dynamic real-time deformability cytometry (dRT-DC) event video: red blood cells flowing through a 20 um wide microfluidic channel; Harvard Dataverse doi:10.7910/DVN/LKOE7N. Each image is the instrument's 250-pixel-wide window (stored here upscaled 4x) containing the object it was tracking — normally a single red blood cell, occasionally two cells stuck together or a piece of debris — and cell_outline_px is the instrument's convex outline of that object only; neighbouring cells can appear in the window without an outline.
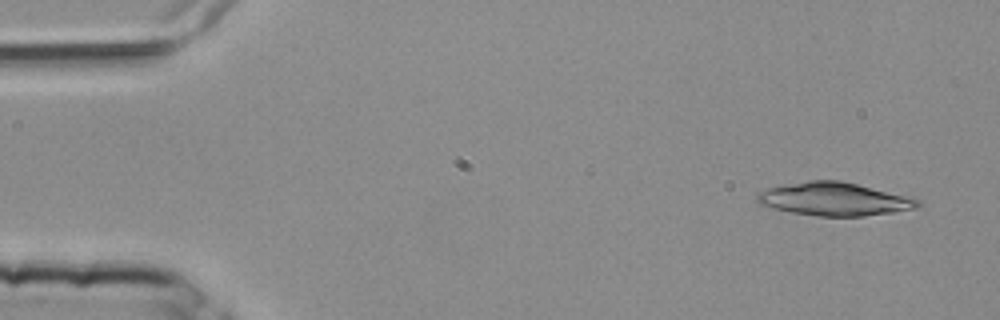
{"species": "common noctule bat (a hibernating species)", "species_latin": "Nyctalus noctula", "temperature_condition": "room temperature", "stored_images_in_passage": 4, "camera_frame_rate_fps": 3000, "um_per_image_px": 0.085, "animal": {"sex": "female", "body_mass_g": 25.1}, "frame": {"image": 1, "passage_image": 1, "time_ms": 0.0, "image_size_px": [1000, 320], "cell_outline_px": [[920, 208], [864, 216], [820, 216], [792, 212], [760, 204], [756, 200], [756, 192], [768, 188], [808, 180], [840, 180], [916, 196], [920, 200]], "centroid_in_image_um": [71.02, 16.91], "position_along_channel_um": 14.0, "area_um2": 31.44}}